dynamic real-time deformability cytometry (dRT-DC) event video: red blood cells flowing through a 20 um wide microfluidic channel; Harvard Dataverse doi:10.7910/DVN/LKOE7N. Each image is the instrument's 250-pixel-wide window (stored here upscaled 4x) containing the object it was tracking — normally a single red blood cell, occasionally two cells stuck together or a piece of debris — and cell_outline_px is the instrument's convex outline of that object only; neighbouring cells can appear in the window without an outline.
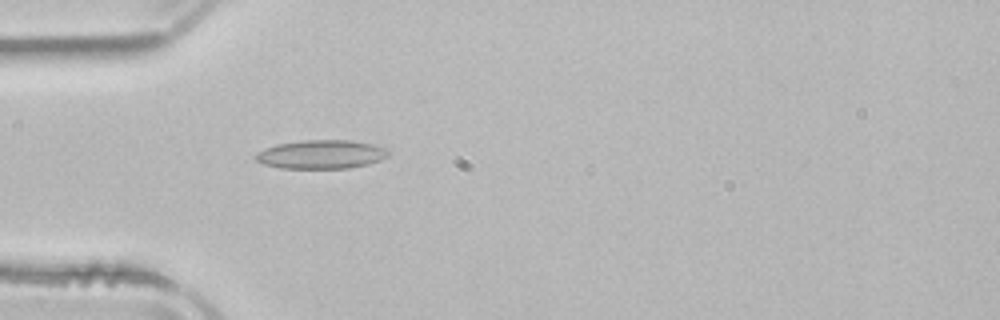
{"species": "common noctule bat (a hibernating species)", "species_latin": "Nyctalus noctula", "temperature_condition": "room temperature", "stored_images_in_passage": 49, "camera_frame_rate_fps": 3000, "um_per_image_px": 0.085, "animal": {"sex": "male", "body_mass_g": 21.5, "forearm_length_mm": 52.0}, "frame": {"image": 1, "passage_image": 13, "time_ms": 4.0, "image_size_px": [1000, 320], "cell_outline_px": [[388, 156], [380, 160], [368, 164], [348, 168], [280, 168], [264, 164], [256, 160], [256, 152], [264, 148], [276, 144], [304, 140], [352, 140], [372, 144], [384, 148], [388, 152]], "centroid_in_image_um": [27.28, 13.12], "position_along_channel_um": 57.7, "area_um2": 22.14}}
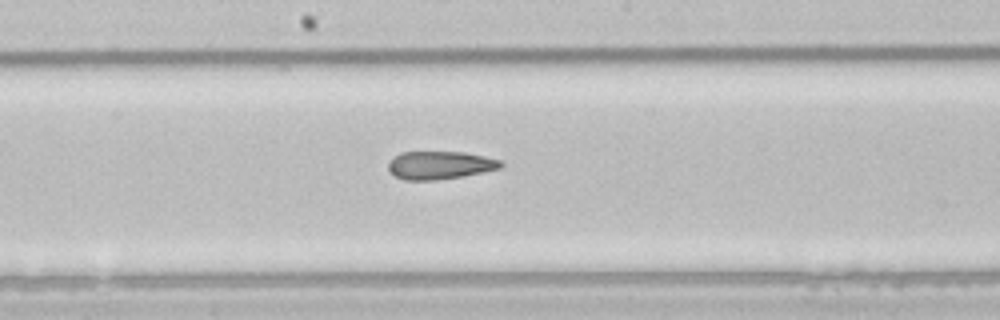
{"frame": {"image": 2, "passage_image": 25, "time_ms": 8.0, "image_size_px": [1000, 320], "cell_outline_px": [[504, 164], [500, 168], [464, 176], [436, 180], [404, 180], [392, 176], [388, 172], [388, 164], [400, 152], [464, 152], [484, 156], [500, 160]], "centroid_in_image_um": [37.36, 14.05], "position_along_channel_um": 210.8, "area_um2": 18.44}}
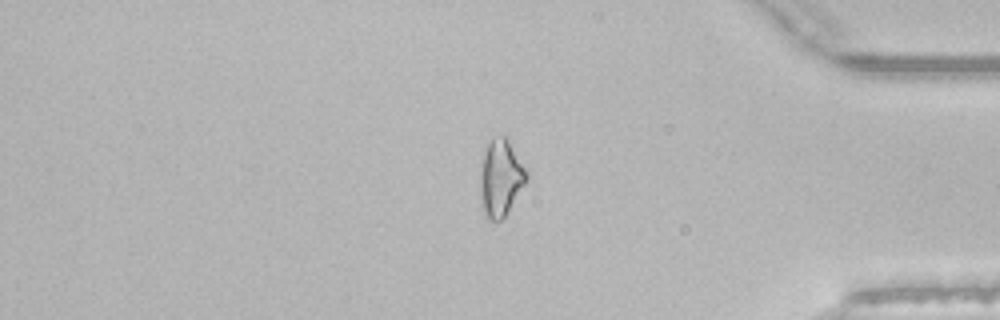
{"frame": {"image": 3, "passage_image": 41, "time_ms": 13.333, "image_size_px": [1000, 320], "cell_outline_px": [[528, 180], [504, 216], [500, 220], [488, 220], [484, 212], [480, 196], [480, 172], [484, 152], [492, 136], [508, 136], [528, 172]], "centroid_in_image_um": [42.57, 15.07], "position_along_channel_um": 392.6, "area_um2": 20.87}, "authors_computed_cell_mechanics": {"area_um2": 20.23, "velocity_mm_per_s": 3.9141, "shape_relaxation_time_tau1_ms": null, "shape_relaxation_time_tau2_ms": 4.9357, "deformation_change_tau1": null, "deformation_change_tau2": 0.1482}}